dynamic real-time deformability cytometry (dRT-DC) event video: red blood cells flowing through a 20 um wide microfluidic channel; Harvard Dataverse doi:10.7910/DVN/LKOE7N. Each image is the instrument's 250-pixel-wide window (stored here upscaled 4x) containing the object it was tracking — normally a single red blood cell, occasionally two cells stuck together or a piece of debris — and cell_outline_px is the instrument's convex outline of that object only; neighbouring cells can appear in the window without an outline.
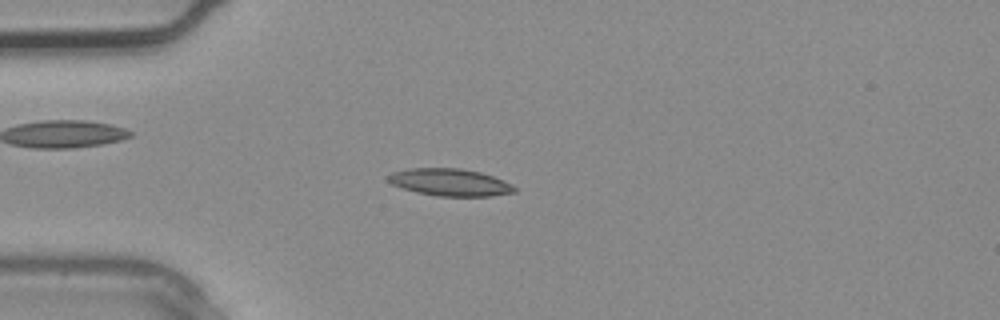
{"species": "common noctule bat (a hibernating species)", "species_latin": "Nyctalus noctula", "temperature_condition": "warm", "stored_images_in_passage": 2, "camera_frame_rate_fps": 3000, "um_per_image_px": 0.085, "animal": {"sex": "male", "body_mass_g": 20.4}, "frame": {"image": 1, "passage_image": 2, "time_ms": 0.333, "image_size_px": [1000, 320], "cell_outline_px": [[516, 192], [492, 196], [436, 196], [416, 192], [392, 184], [388, 180], [388, 176], [392, 172], [408, 168], [460, 168], [480, 172], [504, 180], [512, 184], [516, 188]], "centroid_in_image_um": [38.27, 15.49], "position_along_channel_um": 46.7, "area_um2": 20.06}}